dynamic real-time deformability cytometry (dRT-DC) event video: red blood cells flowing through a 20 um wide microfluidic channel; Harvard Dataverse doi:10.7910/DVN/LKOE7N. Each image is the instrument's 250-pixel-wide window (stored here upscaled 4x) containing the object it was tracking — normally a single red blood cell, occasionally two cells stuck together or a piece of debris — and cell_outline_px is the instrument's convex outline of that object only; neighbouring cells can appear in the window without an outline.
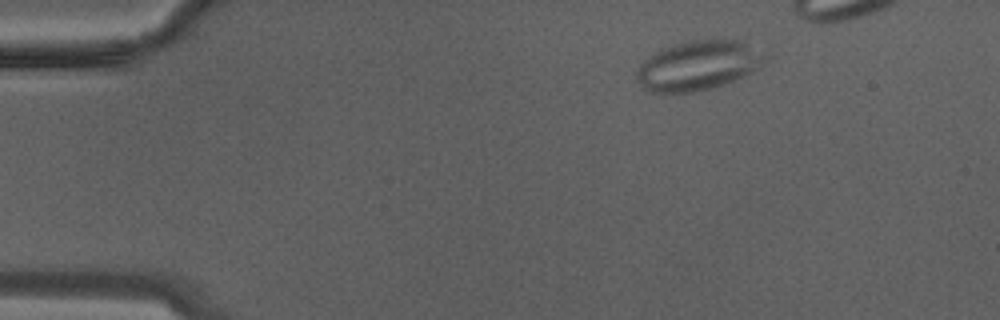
{"species": "Egyptian fruit bat (a non-hibernating species)", "species_latin": "Rousettus aegyptiacus", "temperature_condition": "warm", "stored_images_in_passage": 24, "camera_frame_rate_fps": 3000, "um_per_image_px": 0.085, "animal": {"sex": "male"}, "frame": {"image": 1, "passage_image": 1, "time_ms": 0.0, "image_size_px": [1000, 320], "cell_outline_px": [[768, 56], [760, 68], [752, 72], [724, 84], [712, 88], [696, 92], [652, 92], [644, 88], [636, 80], [636, 72], [640, 64], [644, 60], [656, 52], [664, 48], [688, 40], [740, 40]], "centroid_in_image_um": [59.34, 5.57], "position_along_channel_um": 25.7, "area_um2": 36.7}}